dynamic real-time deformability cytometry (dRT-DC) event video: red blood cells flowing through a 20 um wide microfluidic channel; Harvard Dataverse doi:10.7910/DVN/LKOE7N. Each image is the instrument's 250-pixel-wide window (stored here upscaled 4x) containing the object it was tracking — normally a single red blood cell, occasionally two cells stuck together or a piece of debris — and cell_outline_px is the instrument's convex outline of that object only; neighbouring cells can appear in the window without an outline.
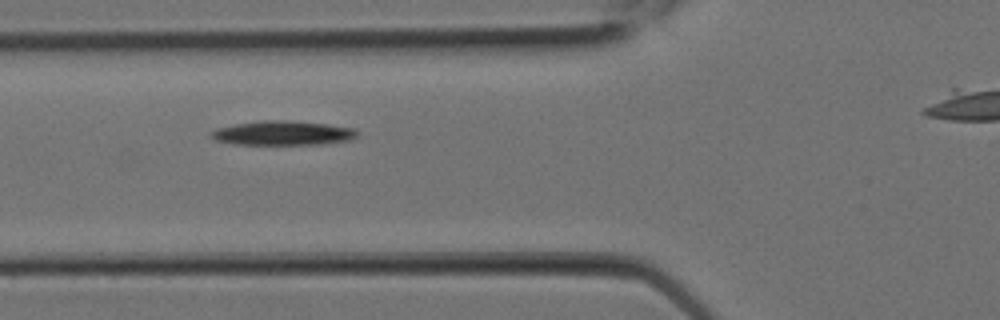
{"species": "Egyptian fruit bat (a non-hibernating species)", "species_latin": "Rousettus aegyptiacus", "temperature_condition": "room temperature", "stored_images_in_passage": 5, "camera_frame_rate_fps": 3000, "um_per_image_px": 0.085, "animal": {"sex": "female"}, "frame": {"image": 1, "passage_image": 4, "time_ms": 1.0, "image_size_px": [1000, 320], "cell_outline_px": [[360, 132], [352, 140], [320, 144], [232, 144], [216, 140], [208, 136], [208, 132], [216, 128], [236, 124], [264, 120], [292, 120], [328, 124], [356, 128]], "centroid_in_image_um": [24.05, 11.3], "position_along_channel_um": 101.7, "area_um2": 20.98}}